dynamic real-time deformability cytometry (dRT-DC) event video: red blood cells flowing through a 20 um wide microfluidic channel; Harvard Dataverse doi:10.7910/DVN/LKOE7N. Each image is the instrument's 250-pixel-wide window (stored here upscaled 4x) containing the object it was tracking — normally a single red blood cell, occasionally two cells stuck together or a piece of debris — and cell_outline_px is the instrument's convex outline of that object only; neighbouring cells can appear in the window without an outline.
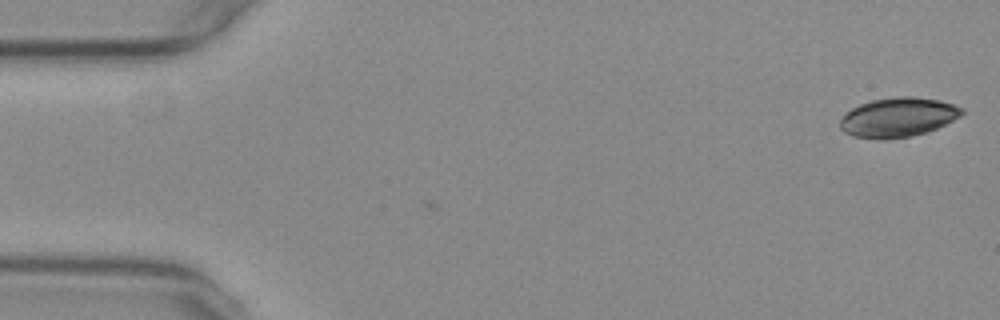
{"species": "common noctule bat (a hibernating species)", "species_latin": "Nyctalus noctula", "temperature_condition": "warm", "stored_images_in_passage": 3, "camera_frame_rate_fps": 3000, "um_per_image_px": 0.085, "animal": {"sex": "female", "body_mass_g": 29.2, "forearm_length_mm": 56.3}, "frame": {"image": 1, "passage_image": 3, "time_ms": 0.667, "image_size_px": [1000, 320], "cell_outline_px": [[964, 112], [960, 116], [936, 128], [912, 136], [884, 140], [880, 140], [852, 136], [844, 132], [840, 128], [840, 120], [852, 108], [860, 104], [872, 100], [892, 96], [916, 96], [940, 100], [964, 108]], "centroid_in_image_um": [76.32, 9.96], "position_along_channel_um": 8.7, "area_um2": 28.03}}